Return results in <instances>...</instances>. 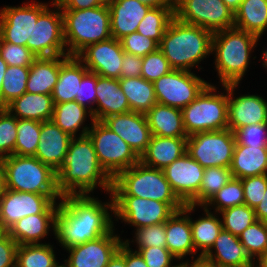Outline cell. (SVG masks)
I'll list each match as a JSON object with an SVG mask.
<instances>
[{
    "label": "cell",
    "mask_w": 267,
    "mask_h": 267,
    "mask_svg": "<svg viewBox=\"0 0 267 267\" xmlns=\"http://www.w3.org/2000/svg\"><path fill=\"white\" fill-rule=\"evenodd\" d=\"M152 135L159 137H188L179 108L156 103L145 114Z\"/></svg>",
    "instance_id": "31"
},
{
    "label": "cell",
    "mask_w": 267,
    "mask_h": 267,
    "mask_svg": "<svg viewBox=\"0 0 267 267\" xmlns=\"http://www.w3.org/2000/svg\"><path fill=\"white\" fill-rule=\"evenodd\" d=\"M5 189L43 195H61L55 171L35 156L16 154L2 158Z\"/></svg>",
    "instance_id": "7"
},
{
    "label": "cell",
    "mask_w": 267,
    "mask_h": 267,
    "mask_svg": "<svg viewBox=\"0 0 267 267\" xmlns=\"http://www.w3.org/2000/svg\"><path fill=\"white\" fill-rule=\"evenodd\" d=\"M61 10L91 9L101 4L97 0H57Z\"/></svg>",
    "instance_id": "58"
},
{
    "label": "cell",
    "mask_w": 267,
    "mask_h": 267,
    "mask_svg": "<svg viewBox=\"0 0 267 267\" xmlns=\"http://www.w3.org/2000/svg\"><path fill=\"white\" fill-rule=\"evenodd\" d=\"M5 191L4 170L2 164V158H0V197Z\"/></svg>",
    "instance_id": "65"
},
{
    "label": "cell",
    "mask_w": 267,
    "mask_h": 267,
    "mask_svg": "<svg viewBox=\"0 0 267 267\" xmlns=\"http://www.w3.org/2000/svg\"><path fill=\"white\" fill-rule=\"evenodd\" d=\"M118 134L140 157L152 137L146 115L139 112L113 114L102 121Z\"/></svg>",
    "instance_id": "20"
},
{
    "label": "cell",
    "mask_w": 267,
    "mask_h": 267,
    "mask_svg": "<svg viewBox=\"0 0 267 267\" xmlns=\"http://www.w3.org/2000/svg\"><path fill=\"white\" fill-rule=\"evenodd\" d=\"M212 37L211 31L175 17L163 34L159 49L172 69L191 71L190 68L212 53Z\"/></svg>",
    "instance_id": "3"
},
{
    "label": "cell",
    "mask_w": 267,
    "mask_h": 267,
    "mask_svg": "<svg viewBox=\"0 0 267 267\" xmlns=\"http://www.w3.org/2000/svg\"><path fill=\"white\" fill-rule=\"evenodd\" d=\"M113 213L137 229L166 222L175 210L166 202L136 196H112Z\"/></svg>",
    "instance_id": "15"
},
{
    "label": "cell",
    "mask_w": 267,
    "mask_h": 267,
    "mask_svg": "<svg viewBox=\"0 0 267 267\" xmlns=\"http://www.w3.org/2000/svg\"><path fill=\"white\" fill-rule=\"evenodd\" d=\"M171 70L168 60L159 48L142 57L141 77L147 81L154 82Z\"/></svg>",
    "instance_id": "47"
},
{
    "label": "cell",
    "mask_w": 267,
    "mask_h": 267,
    "mask_svg": "<svg viewBox=\"0 0 267 267\" xmlns=\"http://www.w3.org/2000/svg\"><path fill=\"white\" fill-rule=\"evenodd\" d=\"M175 17L212 33L234 27V12L222 0H175Z\"/></svg>",
    "instance_id": "11"
},
{
    "label": "cell",
    "mask_w": 267,
    "mask_h": 267,
    "mask_svg": "<svg viewBox=\"0 0 267 267\" xmlns=\"http://www.w3.org/2000/svg\"><path fill=\"white\" fill-rule=\"evenodd\" d=\"M4 108L17 119L44 122L52 119L54 101L52 95L25 92Z\"/></svg>",
    "instance_id": "29"
},
{
    "label": "cell",
    "mask_w": 267,
    "mask_h": 267,
    "mask_svg": "<svg viewBox=\"0 0 267 267\" xmlns=\"http://www.w3.org/2000/svg\"><path fill=\"white\" fill-rule=\"evenodd\" d=\"M219 213L223 217V230L236 236H239L247 227L257 221L254 209L245 204L226 208Z\"/></svg>",
    "instance_id": "44"
},
{
    "label": "cell",
    "mask_w": 267,
    "mask_h": 267,
    "mask_svg": "<svg viewBox=\"0 0 267 267\" xmlns=\"http://www.w3.org/2000/svg\"><path fill=\"white\" fill-rule=\"evenodd\" d=\"M266 132L267 123L250 124L243 126L234 131L236 144L267 148Z\"/></svg>",
    "instance_id": "49"
},
{
    "label": "cell",
    "mask_w": 267,
    "mask_h": 267,
    "mask_svg": "<svg viewBox=\"0 0 267 267\" xmlns=\"http://www.w3.org/2000/svg\"><path fill=\"white\" fill-rule=\"evenodd\" d=\"M123 56L120 41L113 37L89 44L76 55L90 72L113 79H120Z\"/></svg>",
    "instance_id": "17"
},
{
    "label": "cell",
    "mask_w": 267,
    "mask_h": 267,
    "mask_svg": "<svg viewBox=\"0 0 267 267\" xmlns=\"http://www.w3.org/2000/svg\"><path fill=\"white\" fill-rule=\"evenodd\" d=\"M88 71L76 56H60L59 78L52 92L54 103L75 101L81 80Z\"/></svg>",
    "instance_id": "28"
},
{
    "label": "cell",
    "mask_w": 267,
    "mask_h": 267,
    "mask_svg": "<svg viewBox=\"0 0 267 267\" xmlns=\"http://www.w3.org/2000/svg\"><path fill=\"white\" fill-rule=\"evenodd\" d=\"M238 237L252 261L267 253V222L255 221Z\"/></svg>",
    "instance_id": "43"
},
{
    "label": "cell",
    "mask_w": 267,
    "mask_h": 267,
    "mask_svg": "<svg viewBox=\"0 0 267 267\" xmlns=\"http://www.w3.org/2000/svg\"><path fill=\"white\" fill-rule=\"evenodd\" d=\"M109 9L111 36L120 40L136 32L150 7L137 0H115Z\"/></svg>",
    "instance_id": "24"
},
{
    "label": "cell",
    "mask_w": 267,
    "mask_h": 267,
    "mask_svg": "<svg viewBox=\"0 0 267 267\" xmlns=\"http://www.w3.org/2000/svg\"><path fill=\"white\" fill-rule=\"evenodd\" d=\"M137 1L149 6L150 8H155V7L175 8V0H137Z\"/></svg>",
    "instance_id": "60"
},
{
    "label": "cell",
    "mask_w": 267,
    "mask_h": 267,
    "mask_svg": "<svg viewBox=\"0 0 267 267\" xmlns=\"http://www.w3.org/2000/svg\"><path fill=\"white\" fill-rule=\"evenodd\" d=\"M17 118L0 108V158L15 154Z\"/></svg>",
    "instance_id": "46"
},
{
    "label": "cell",
    "mask_w": 267,
    "mask_h": 267,
    "mask_svg": "<svg viewBox=\"0 0 267 267\" xmlns=\"http://www.w3.org/2000/svg\"><path fill=\"white\" fill-rule=\"evenodd\" d=\"M232 177L230 168L214 166L205 168L200 190L188 204L204 206Z\"/></svg>",
    "instance_id": "40"
},
{
    "label": "cell",
    "mask_w": 267,
    "mask_h": 267,
    "mask_svg": "<svg viewBox=\"0 0 267 267\" xmlns=\"http://www.w3.org/2000/svg\"><path fill=\"white\" fill-rule=\"evenodd\" d=\"M119 83L131 111L146 114L157 103L153 82L140 76L120 78Z\"/></svg>",
    "instance_id": "35"
},
{
    "label": "cell",
    "mask_w": 267,
    "mask_h": 267,
    "mask_svg": "<svg viewBox=\"0 0 267 267\" xmlns=\"http://www.w3.org/2000/svg\"><path fill=\"white\" fill-rule=\"evenodd\" d=\"M106 267H126L124 256L119 251H117L110 259Z\"/></svg>",
    "instance_id": "62"
},
{
    "label": "cell",
    "mask_w": 267,
    "mask_h": 267,
    "mask_svg": "<svg viewBox=\"0 0 267 267\" xmlns=\"http://www.w3.org/2000/svg\"><path fill=\"white\" fill-rule=\"evenodd\" d=\"M174 18L175 8H150L137 27L136 32L145 37H149L160 44L163 34Z\"/></svg>",
    "instance_id": "39"
},
{
    "label": "cell",
    "mask_w": 267,
    "mask_h": 267,
    "mask_svg": "<svg viewBox=\"0 0 267 267\" xmlns=\"http://www.w3.org/2000/svg\"><path fill=\"white\" fill-rule=\"evenodd\" d=\"M7 69V63L0 56V108H1V91L4 75Z\"/></svg>",
    "instance_id": "63"
},
{
    "label": "cell",
    "mask_w": 267,
    "mask_h": 267,
    "mask_svg": "<svg viewBox=\"0 0 267 267\" xmlns=\"http://www.w3.org/2000/svg\"><path fill=\"white\" fill-rule=\"evenodd\" d=\"M40 133L41 122L29 119H17L15 154L19 156H35Z\"/></svg>",
    "instance_id": "41"
},
{
    "label": "cell",
    "mask_w": 267,
    "mask_h": 267,
    "mask_svg": "<svg viewBox=\"0 0 267 267\" xmlns=\"http://www.w3.org/2000/svg\"><path fill=\"white\" fill-rule=\"evenodd\" d=\"M101 5L110 6L115 0H97Z\"/></svg>",
    "instance_id": "67"
},
{
    "label": "cell",
    "mask_w": 267,
    "mask_h": 267,
    "mask_svg": "<svg viewBox=\"0 0 267 267\" xmlns=\"http://www.w3.org/2000/svg\"><path fill=\"white\" fill-rule=\"evenodd\" d=\"M90 128L87 135L93 143L98 161L112 179L139 162L135 151L102 121L94 120Z\"/></svg>",
    "instance_id": "9"
},
{
    "label": "cell",
    "mask_w": 267,
    "mask_h": 267,
    "mask_svg": "<svg viewBox=\"0 0 267 267\" xmlns=\"http://www.w3.org/2000/svg\"><path fill=\"white\" fill-rule=\"evenodd\" d=\"M229 168L240 179L267 174V148L235 144Z\"/></svg>",
    "instance_id": "32"
},
{
    "label": "cell",
    "mask_w": 267,
    "mask_h": 267,
    "mask_svg": "<svg viewBox=\"0 0 267 267\" xmlns=\"http://www.w3.org/2000/svg\"><path fill=\"white\" fill-rule=\"evenodd\" d=\"M142 57L124 52L120 78L140 77Z\"/></svg>",
    "instance_id": "56"
},
{
    "label": "cell",
    "mask_w": 267,
    "mask_h": 267,
    "mask_svg": "<svg viewBox=\"0 0 267 267\" xmlns=\"http://www.w3.org/2000/svg\"><path fill=\"white\" fill-rule=\"evenodd\" d=\"M191 71L172 69L153 82L157 103L183 109L208 85Z\"/></svg>",
    "instance_id": "14"
},
{
    "label": "cell",
    "mask_w": 267,
    "mask_h": 267,
    "mask_svg": "<svg viewBox=\"0 0 267 267\" xmlns=\"http://www.w3.org/2000/svg\"><path fill=\"white\" fill-rule=\"evenodd\" d=\"M102 203L98 198L85 195H65L59 202L55 236L67 249L108 234L114 227L109 208L113 211V198Z\"/></svg>",
    "instance_id": "1"
},
{
    "label": "cell",
    "mask_w": 267,
    "mask_h": 267,
    "mask_svg": "<svg viewBox=\"0 0 267 267\" xmlns=\"http://www.w3.org/2000/svg\"><path fill=\"white\" fill-rule=\"evenodd\" d=\"M82 129L78 138L71 139L68 151L60 167L55 171L57 189L62 196L89 195L99 185L110 194L113 179L98 161L93 143L87 135L90 127Z\"/></svg>",
    "instance_id": "2"
},
{
    "label": "cell",
    "mask_w": 267,
    "mask_h": 267,
    "mask_svg": "<svg viewBox=\"0 0 267 267\" xmlns=\"http://www.w3.org/2000/svg\"><path fill=\"white\" fill-rule=\"evenodd\" d=\"M136 251L148 267H178V265L172 266L171 261L177 258L166 247L138 248Z\"/></svg>",
    "instance_id": "54"
},
{
    "label": "cell",
    "mask_w": 267,
    "mask_h": 267,
    "mask_svg": "<svg viewBox=\"0 0 267 267\" xmlns=\"http://www.w3.org/2000/svg\"><path fill=\"white\" fill-rule=\"evenodd\" d=\"M98 74L88 71L82 78L78 94H76L75 101L81 106L88 108L92 112L94 118V108L90 104L96 103V84ZM88 105V107H87Z\"/></svg>",
    "instance_id": "53"
},
{
    "label": "cell",
    "mask_w": 267,
    "mask_h": 267,
    "mask_svg": "<svg viewBox=\"0 0 267 267\" xmlns=\"http://www.w3.org/2000/svg\"><path fill=\"white\" fill-rule=\"evenodd\" d=\"M7 234V231L0 224V239H2Z\"/></svg>",
    "instance_id": "69"
},
{
    "label": "cell",
    "mask_w": 267,
    "mask_h": 267,
    "mask_svg": "<svg viewBox=\"0 0 267 267\" xmlns=\"http://www.w3.org/2000/svg\"><path fill=\"white\" fill-rule=\"evenodd\" d=\"M56 11L46 8L34 23L32 39L29 38L26 47L37 57H56L67 55L64 40L63 14L60 5L52 1ZM58 10V11H57ZM66 48V49H65Z\"/></svg>",
    "instance_id": "13"
},
{
    "label": "cell",
    "mask_w": 267,
    "mask_h": 267,
    "mask_svg": "<svg viewBox=\"0 0 267 267\" xmlns=\"http://www.w3.org/2000/svg\"><path fill=\"white\" fill-rule=\"evenodd\" d=\"M225 5L235 13V11L238 9L239 5L243 0H222Z\"/></svg>",
    "instance_id": "64"
},
{
    "label": "cell",
    "mask_w": 267,
    "mask_h": 267,
    "mask_svg": "<svg viewBox=\"0 0 267 267\" xmlns=\"http://www.w3.org/2000/svg\"><path fill=\"white\" fill-rule=\"evenodd\" d=\"M129 243L128 240L124 241L118 250L125 258L126 267H148L141 255L130 249Z\"/></svg>",
    "instance_id": "57"
},
{
    "label": "cell",
    "mask_w": 267,
    "mask_h": 267,
    "mask_svg": "<svg viewBox=\"0 0 267 267\" xmlns=\"http://www.w3.org/2000/svg\"><path fill=\"white\" fill-rule=\"evenodd\" d=\"M256 219L267 222V189L262 197V201L254 208Z\"/></svg>",
    "instance_id": "59"
},
{
    "label": "cell",
    "mask_w": 267,
    "mask_h": 267,
    "mask_svg": "<svg viewBox=\"0 0 267 267\" xmlns=\"http://www.w3.org/2000/svg\"><path fill=\"white\" fill-rule=\"evenodd\" d=\"M262 60H263V65L266 68L267 67V50L263 51V56H262Z\"/></svg>",
    "instance_id": "68"
},
{
    "label": "cell",
    "mask_w": 267,
    "mask_h": 267,
    "mask_svg": "<svg viewBox=\"0 0 267 267\" xmlns=\"http://www.w3.org/2000/svg\"><path fill=\"white\" fill-rule=\"evenodd\" d=\"M95 88L97 108H94V120L103 121L110 115L131 111L127 97L120 88L119 79L98 75Z\"/></svg>",
    "instance_id": "27"
},
{
    "label": "cell",
    "mask_w": 267,
    "mask_h": 267,
    "mask_svg": "<svg viewBox=\"0 0 267 267\" xmlns=\"http://www.w3.org/2000/svg\"><path fill=\"white\" fill-rule=\"evenodd\" d=\"M258 40L254 34L235 27L213 33L211 52H215V67L222 86L240 83Z\"/></svg>",
    "instance_id": "4"
},
{
    "label": "cell",
    "mask_w": 267,
    "mask_h": 267,
    "mask_svg": "<svg viewBox=\"0 0 267 267\" xmlns=\"http://www.w3.org/2000/svg\"><path fill=\"white\" fill-rule=\"evenodd\" d=\"M62 195H43L5 189L0 197V224L8 231L18 220L35 214H57Z\"/></svg>",
    "instance_id": "12"
},
{
    "label": "cell",
    "mask_w": 267,
    "mask_h": 267,
    "mask_svg": "<svg viewBox=\"0 0 267 267\" xmlns=\"http://www.w3.org/2000/svg\"><path fill=\"white\" fill-rule=\"evenodd\" d=\"M187 149V137H159L152 135L146 150L139 157L144 165L164 169L180 158Z\"/></svg>",
    "instance_id": "25"
},
{
    "label": "cell",
    "mask_w": 267,
    "mask_h": 267,
    "mask_svg": "<svg viewBox=\"0 0 267 267\" xmlns=\"http://www.w3.org/2000/svg\"><path fill=\"white\" fill-rule=\"evenodd\" d=\"M201 207H204L203 209L206 216L195 221L191 218L190 226L195 251L197 253L198 249H202L199 256H204L213 246L215 239L218 237L223 227L221 219L219 220L216 215L214 216L213 213L209 212V208L205 206Z\"/></svg>",
    "instance_id": "36"
},
{
    "label": "cell",
    "mask_w": 267,
    "mask_h": 267,
    "mask_svg": "<svg viewBox=\"0 0 267 267\" xmlns=\"http://www.w3.org/2000/svg\"><path fill=\"white\" fill-rule=\"evenodd\" d=\"M212 204L216 205V213L221 212L226 208L243 205L244 190L241 179L232 177L231 180L215 193L204 206L209 207L210 205L212 206Z\"/></svg>",
    "instance_id": "45"
},
{
    "label": "cell",
    "mask_w": 267,
    "mask_h": 267,
    "mask_svg": "<svg viewBox=\"0 0 267 267\" xmlns=\"http://www.w3.org/2000/svg\"><path fill=\"white\" fill-rule=\"evenodd\" d=\"M236 144L230 129L199 132L187 137L186 152L204 169L231 165Z\"/></svg>",
    "instance_id": "10"
},
{
    "label": "cell",
    "mask_w": 267,
    "mask_h": 267,
    "mask_svg": "<svg viewBox=\"0 0 267 267\" xmlns=\"http://www.w3.org/2000/svg\"><path fill=\"white\" fill-rule=\"evenodd\" d=\"M29 67L7 66L1 91V108L26 92Z\"/></svg>",
    "instance_id": "42"
},
{
    "label": "cell",
    "mask_w": 267,
    "mask_h": 267,
    "mask_svg": "<svg viewBox=\"0 0 267 267\" xmlns=\"http://www.w3.org/2000/svg\"><path fill=\"white\" fill-rule=\"evenodd\" d=\"M91 116V121H94L93 114L88 111V108L81 106L76 101L64 103H54L52 121L65 133L71 137H76L78 129L85 122L86 115Z\"/></svg>",
    "instance_id": "37"
},
{
    "label": "cell",
    "mask_w": 267,
    "mask_h": 267,
    "mask_svg": "<svg viewBox=\"0 0 267 267\" xmlns=\"http://www.w3.org/2000/svg\"><path fill=\"white\" fill-rule=\"evenodd\" d=\"M114 228L106 235L67 248L70 256L64 267H106L124 241L114 235Z\"/></svg>",
    "instance_id": "18"
},
{
    "label": "cell",
    "mask_w": 267,
    "mask_h": 267,
    "mask_svg": "<svg viewBox=\"0 0 267 267\" xmlns=\"http://www.w3.org/2000/svg\"><path fill=\"white\" fill-rule=\"evenodd\" d=\"M16 267H64L58 265L52 245L26 244L18 245Z\"/></svg>",
    "instance_id": "38"
},
{
    "label": "cell",
    "mask_w": 267,
    "mask_h": 267,
    "mask_svg": "<svg viewBox=\"0 0 267 267\" xmlns=\"http://www.w3.org/2000/svg\"><path fill=\"white\" fill-rule=\"evenodd\" d=\"M212 249L216 253L213 254ZM204 257L214 262L218 267H254L255 265L246 253L239 237L223 229Z\"/></svg>",
    "instance_id": "26"
},
{
    "label": "cell",
    "mask_w": 267,
    "mask_h": 267,
    "mask_svg": "<svg viewBox=\"0 0 267 267\" xmlns=\"http://www.w3.org/2000/svg\"><path fill=\"white\" fill-rule=\"evenodd\" d=\"M162 170L174 193L184 204L198 194L205 169L187 152Z\"/></svg>",
    "instance_id": "19"
},
{
    "label": "cell",
    "mask_w": 267,
    "mask_h": 267,
    "mask_svg": "<svg viewBox=\"0 0 267 267\" xmlns=\"http://www.w3.org/2000/svg\"><path fill=\"white\" fill-rule=\"evenodd\" d=\"M111 195L136 196L166 202L175 211L185 206L166 180L163 170L148 167L140 161L113 179Z\"/></svg>",
    "instance_id": "5"
},
{
    "label": "cell",
    "mask_w": 267,
    "mask_h": 267,
    "mask_svg": "<svg viewBox=\"0 0 267 267\" xmlns=\"http://www.w3.org/2000/svg\"><path fill=\"white\" fill-rule=\"evenodd\" d=\"M0 56L7 66L30 67L37 57L26 47L5 42L0 38Z\"/></svg>",
    "instance_id": "48"
},
{
    "label": "cell",
    "mask_w": 267,
    "mask_h": 267,
    "mask_svg": "<svg viewBox=\"0 0 267 267\" xmlns=\"http://www.w3.org/2000/svg\"><path fill=\"white\" fill-rule=\"evenodd\" d=\"M47 7L48 4L34 2L1 8L0 38L5 42L26 46L28 39H32L34 23Z\"/></svg>",
    "instance_id": "16"
},
{
    "label": "cell",
    "mask_w": 267,
    "mask_h": 267,
    "mask_svg": "<svg viewBox=\"0 0 267 267\" xmlns=\"http://www.w3.org/2000/svg\"><path fill=\"white\" fill-rule=\"evenodd\" d=\"M119 41L125 53L135 56L144 57L159 48V44L156 41L138 32L131 33Z\"/></svg>",
    "instance_id": "51"
},
{
    "label": "cell",
    "mask_w": 267,
    "mask_h": 267,
    "mask_svg": "<svg viewBox=\"0 0 267 267\" xmlns=\"http://www.w3.org/2000/svg\"><path fill=\"white\" fill-rule=\"evenodd\" d=\"M60 72V56L37 58L29 67L26 92L52 95Z\"/></svg>",
    "instance_id": "33"
},
{
    "label": "cell",
    "mask_w": 267,
    "mask_h": 267,
    "mask_svg": "<svg viewBox=\"0 0 267 267\" xmlns=\"http://www.w3.org/2000/svg\"><path fill=\"white\" fill-rule=\"evenodd\" d=\"M234 27L260 38L267 28V0H243L234 13Z\"/></svg>",
    "instance_id": "34"
},
{
    "label": "cell",
    "mask_w": 267,
    "mask_h": 267,
    "mask_svg": "<svg viewBox=\"0 0 267 267\" xmlns=\"http://www.w3.org/2000/svg\"><path fill=\"white\" fill-rule=\"evenodd\" d=\"M18 244L6 234L0 239V267H16Z\"/></svg>",
    "instance_id": "55"
},
{
    "label": "cell",
    "mask_w": 267,
    "mask_h": 267,
    "mask_svg": "<svg viewBox=\"0 0 267 267\" xmlns=\"http://www.w3.org/2000/svg\"><path fill=\"white\" fill-rule=\"evenodd\" d=\"M195 207L185 204L183 209L175 211L166 221V248L177 259H184L188 254H196L190 226L191 217L188 215Z\"/></svg>",
    "instance_id": "22"
},
{
    "label": "cell",
    "mask_w": 267,
    "mask_h": 267,
    "mask_svg": "<svg viewBox=\"0 0 267 267\" xmlns=\"http://www.w3.org/2000/svg\"><path fill=\"white\" fill-rule=\"evenodd\" d=\"M61 11L68 56H76L87 45L112 37L109 6Z\"/></svg>",
    "instance_id": "6"
},
{
    "label": "cell",
    "mask_w": 267,
    "mask_h": 267,
    "mask_svg": "<svg viewBox=\"0 0 267 267\" xmlns=\"http://www.w3.org/2000/svg\"><path fill=\"white\" fill-rule=\"evenodd\" d=\"M238 84L228 85V129L234 132L243 126L267 123V102L258 95L233 97Z\"/></svg>",
    "instance_id": "21"
},
{
    "label": "cell",
    "mask_w": 267,
    "mask_h": 267,
    "mask_svg": "<svg viewBox=\"0 0 267 267\" xmlns=\"http://www.w3.org/2000/svg\"><path fill=\"white\" fill-rule=\"evenodd\" d=\"M244 190V204L255 208L267 189V174L246 177L241 179Z\"/></svg>",
    "instance_id": "52"
},
{
    "label": "cell",
    "mask_w": 267,
    "mask_h": 267,
    "mask_svg": "<svg viewBox=\"0 0 267 267\" xmlns=\"http://www.w3.org/2000/svg\"><path fill=\"white\" fill-rule=\"evenodd\" d=\"M181 263V267H218L214 262L205 258L204 256L197 257L191 264H189L188 262Z\"/></svg>",
    "instance_id": "61"
},
{
    "label": "cell",
    "mask_w": 267,
    "mask_h": 267,
    "mask_svg": "<svg viewBox=\"0 0 267 267\" xmlns=\"http://www.w3.org/2000/svg\"><path fill=\"white\" fill-rule=\"evenodd\" d=\"M56 215L35 214L23 217L7 231V234L18 245L39 244L40 239L47 236L50 227H53L55 234Z\"/></svg>",
    "instance_id": "30"
},
{
    "label": "cell",
    "mask_w": 267,
    "mask_h": 267,
    "mask_svg": "<svg viewBox=\"0 0 267 267\" xmlns=\"http://www.w3.org/2000/svg\"><path fill=\"white\" fill-rule=\"evenodd\" d=\"M35 157L56 171L68 151L73 137L63 132L52 120L41 122V133Z\"/></svg>",
    "instance_id": "23"
},
{
    "label": "cell",
    "mask_w": 267,
    "mask_h": 267,
    "mask_svg": "<svg viewBox=\"0 0 267 267\" xmlns=\"http://www.w3.org/2000/svg\"><path fill=\"white\" fill-rule=\"evenodd\" d=\"M138 248L166 247V222L136 229Z\"/></svg>",
    "instance_id": "50"
},
{
    "label": "cell",
    "mask_w": 267,
    "mask_h": 267,
    "mask_svg": "<svg viewBox=\"0 0 267 267\" xmlns=\"http://www.w3.org/2000/svg\"><path fill=\"white\" fill-rule=\"evenodd\" d=\"M257 260L259 263L258 264L259 266H257V267H267V253L264 254L263 256L257 258ZM254 267H256V266H254Z\"/></svg>",
    "instance_id": "66"
},
{
    "label": "cell",
    "mask_w": 267,
    "mask_h": 267,
    "mask_svg": "<svg viewBox=\"0 0 267 267\" xmlns=\"http://www.w3.org/2000/svg\"><path fill=\"white\" fill-rule=\"evenodd\" d=\"M223 87L226 95L216 94V88L208 84L193 102L181 109L187 136L228 129V85Z\"/></svg>",
    "instance_id": "8"
}]
</instances>
